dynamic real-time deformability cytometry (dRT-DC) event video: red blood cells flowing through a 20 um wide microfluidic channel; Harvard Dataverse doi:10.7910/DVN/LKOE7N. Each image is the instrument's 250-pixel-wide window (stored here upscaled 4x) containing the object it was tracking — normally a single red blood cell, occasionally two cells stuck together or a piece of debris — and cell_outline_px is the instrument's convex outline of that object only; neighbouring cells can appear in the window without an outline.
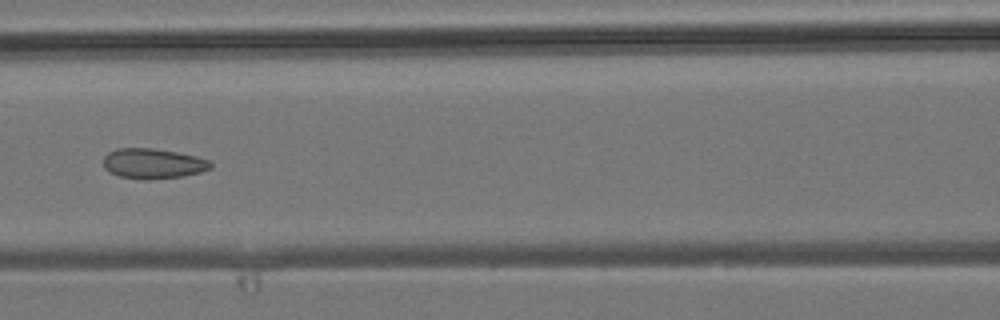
{"species": "common noctule bat (a hibernating species)", "species_latin": "Nyctalus noctula", "temperature_condition": "room temperature", "stored_images_in_passage": 7, "camera_frame_rate_fps": 3000, "um_per_image_px": 0.085, "animal": {"sex": "male", "body_mass_g": 19.2, "forearm_length_mm": 51.8}, "frame": {"image": 1, "passage_image": 7, "time_ms": 7.0, "image_size_px": [1000, 320], "cell_outline_px": [[212, 168], [200, 172], [184, 176], [148, 180], [144, 180], [120, 176], [108, 172], [104, 168], [104, 156], [108, 152], [116, 148], [152, 148], [176, 152], [196, 156], [208, 160], [212, 164]], "centroid_in_image_um": [12.99, 13.91], "position_along_channel_um": 153.6, "area_um2": 18.96}}